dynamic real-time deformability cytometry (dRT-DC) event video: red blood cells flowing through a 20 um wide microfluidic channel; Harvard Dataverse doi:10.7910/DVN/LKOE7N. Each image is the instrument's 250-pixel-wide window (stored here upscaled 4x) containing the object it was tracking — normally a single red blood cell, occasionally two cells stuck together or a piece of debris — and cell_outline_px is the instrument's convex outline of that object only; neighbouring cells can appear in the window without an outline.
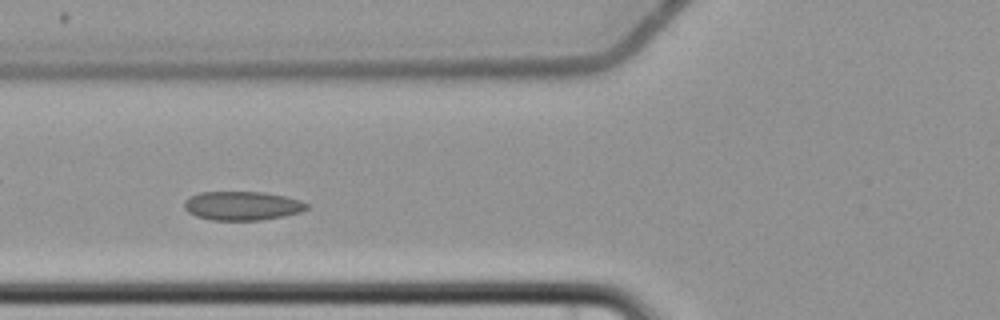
{"species": "common noctule bat (a hibernating species)", "species_latin": "Nyctalus noctula", "temperature_condition": "cold", "stored_images_in_passage": 8, "camera_frame_rate_fps": 3000, "um_per_image_px": 0.085, "animal": {"sex": "female", "body_mass_g": 22.7, "forearm_length_mm": 54.2}, "frame": {"image": 1, "passage_image": 5, "time_ms": 4.667, "image_size_px": [1000, 320], "cell_outline_px": [[308, 208], [300, 212], [284, 216], [260, 220], [212, 220], [196, 216], [188, 212], [184, 208], [184, 200], [200, 192], [264, 192], [284, 196], [300, 200], [308, 204]], "centroid_in_image_um": [20.58, 17.49], "position_along_channel_um": 105.2, "area_um2": 20.58}}
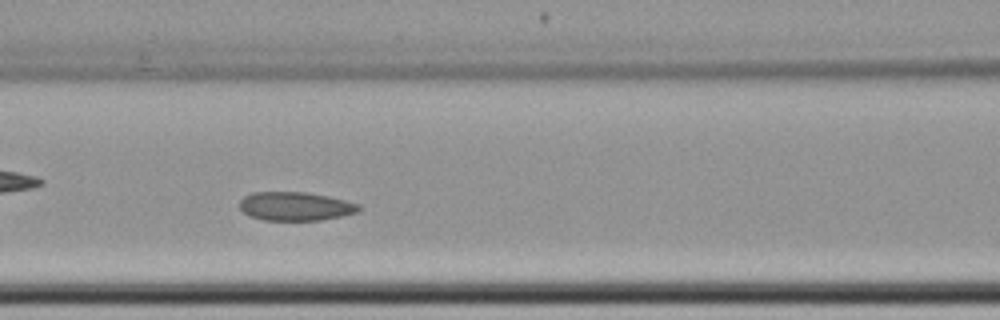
{"frame": {"image": 2, "passage_image": 6, "time_ms": 5.667, "image_size_px": [1000, 320], "cell_outline_px": [[360, 208], [356, 212], [340, 216], [320, 220], [264, 220], [248, 216], [240, 208], [240, 200], [244, 196], [252, 192], [308, 192], [328, 196], [360, 204]], "centroid_in_image_um": [25.07, 17.53], "position_along_channel_um": 141.5, "area_um2": 19.88}}
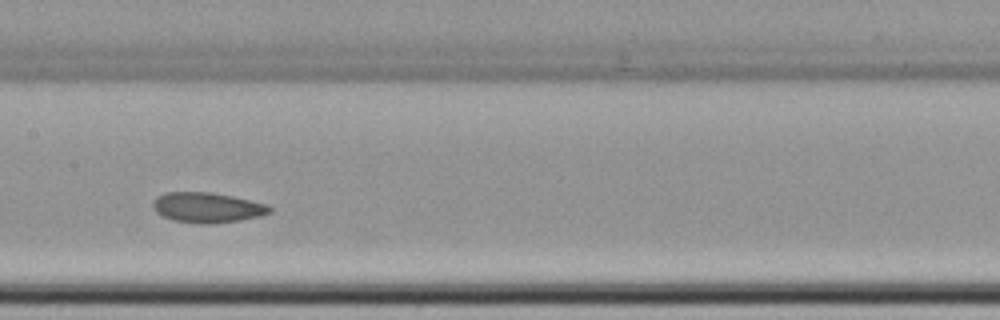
{"frame": {"image": 3, "passage_image": 7, "time_ms": 7.0, "image_size_px": [1000, 320], "cell_outline_px": [[272, 212], [260, 216], [240, 220], [212, 224], [200, 224], [172, 220], [156, 212], [152, 204], [156, 196], [164, 192], [212, 192], [232, 196], [268, 204], [272, 208]], "centroid_in_image_um": [17.62, 17.64], "position_along_channel_um": 189.8, "area_um2": 20.69}}